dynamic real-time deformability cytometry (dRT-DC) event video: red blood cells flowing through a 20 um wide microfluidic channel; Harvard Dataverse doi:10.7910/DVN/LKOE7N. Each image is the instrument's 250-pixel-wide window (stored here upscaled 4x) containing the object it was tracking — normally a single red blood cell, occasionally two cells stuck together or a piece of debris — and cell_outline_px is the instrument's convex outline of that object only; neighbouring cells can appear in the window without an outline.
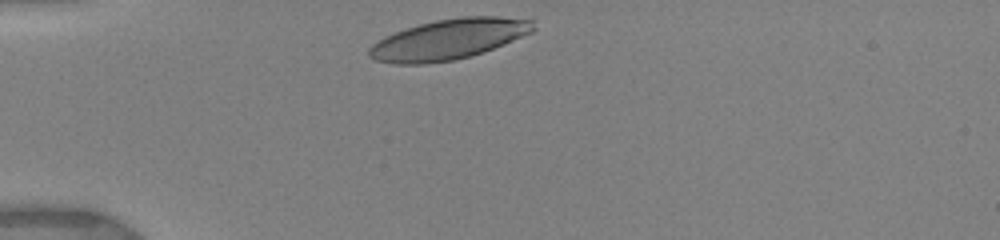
{"species": "human", "species_latin": "Homo sapiens", "temperature_condition": "warm", "stored_images_in_passage": 18, "camera_frame_rate_fps": 3000, "um_per_image_px": 0.085, "donor": {"sex": "female"}, "frame": {"image": 1, "passage_image": 1, "time_ms": 0.0, "image_size_px": [1000, 240], "cell_outline_px": [[536, 28], [532, 32], [492, 48], [468, 56], [452, 60], [424, 64], [392, 64], [376, 60], [368, 56], [368, 48], [372, 44], [396, 32], [420, 24], [436, 20], [460, 16], [500, 16], [532, 20]], "centroid_in_image_um": [38.12, 3.33], "position_along_channel_um": 46.9, "area_um2": 38.09}}
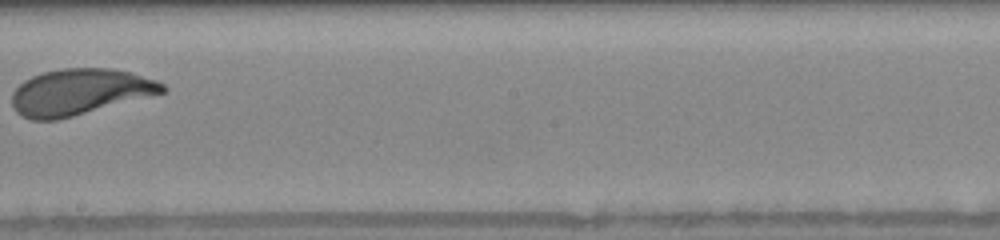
{"frame": {"image": 2, "passage_image": 13, "time_ms": 5.667, "image_size_px": [1000, 240], "cell_outline_px": [[168, 88], [164, 92], [72, 116], [56, 120], [32, 120], [16, 112], [12, 104], [12, 92], [24, 80], [32, 76], [44, 72], [60, 68], [112, 68], [128, 72], [156, 80], [164, 84]], "centroid_in_image_um": [6.74, 7.8], "position_along_channel_um": 241.5, "area_um2": 40.0}, "authors_computed_cell_mechanics": {"area_um2": 40.8068, "velocity_mm_per_s": 3.9166, "shape_relaxation_time_tau1_ms": 2.3268, "shape_relaxation_time_tau2_ms": 0.773, "deformation_change_tau1": 0.1453, "deformation_change_tau2": 0.072}}